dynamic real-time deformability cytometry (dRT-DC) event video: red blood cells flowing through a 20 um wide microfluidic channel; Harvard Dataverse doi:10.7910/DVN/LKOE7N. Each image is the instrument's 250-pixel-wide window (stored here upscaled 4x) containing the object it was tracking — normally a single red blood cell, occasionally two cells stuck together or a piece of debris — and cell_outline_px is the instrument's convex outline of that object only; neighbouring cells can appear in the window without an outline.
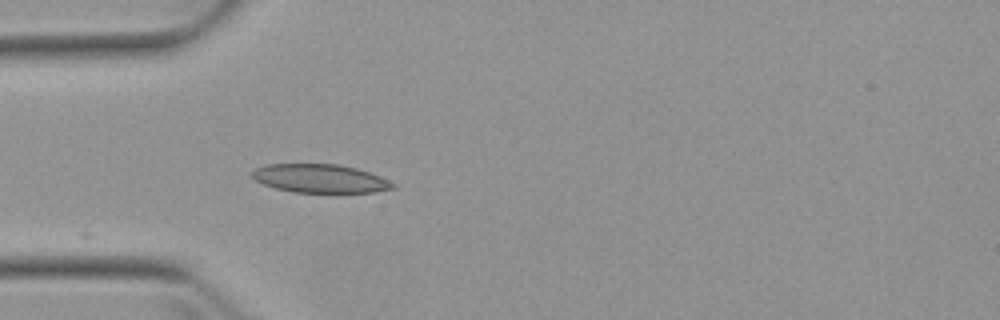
{"species": "Egyptian fruit bat (a non-hibernating species)", "species_latin": "Rousettus aegyptiacus", "temperature_condition": "warm", "stored_images_in_passage": 4, "camera_frame_rate_fps": 3000, "um_per_image_px": 0.085, "animal": {"sex": "female"}, "frame": {"image": 1, "passage_image": 4, "time_ms": 3.333, "image_size_px": [1000, 320], "cell_outline_px": [[396, 188], [372, 192], [336, 196], [292, 192], [276, 188], [264, 184], [256, 180], [252, 176], [252, 172], [256, 168], [268, 164], [336, 164], [356, 168], [368, 172], [388, 180], [396, 184]], "centroid_in_image_um": [27.27, 15.23], "position_along_channel_um": 57.7, "area_um2": 24.28}}